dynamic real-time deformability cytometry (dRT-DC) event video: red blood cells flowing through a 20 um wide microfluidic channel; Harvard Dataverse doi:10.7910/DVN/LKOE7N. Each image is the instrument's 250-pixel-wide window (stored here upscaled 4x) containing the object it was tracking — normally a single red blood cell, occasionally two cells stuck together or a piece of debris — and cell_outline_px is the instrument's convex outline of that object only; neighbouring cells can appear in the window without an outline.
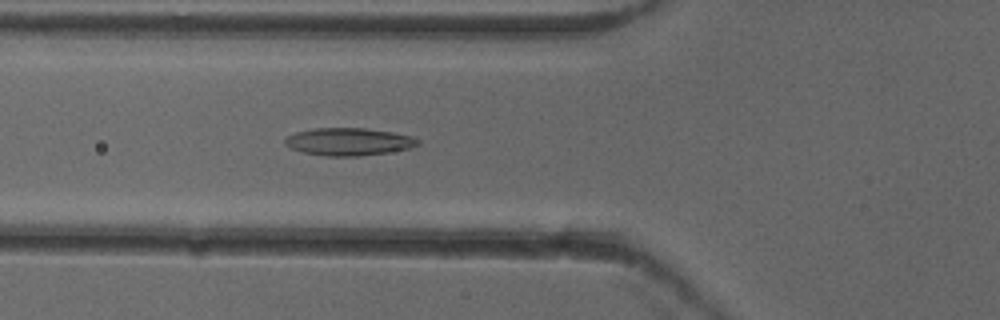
{"species": "common noctule bat (a hibernating species)", "species_latin": "Nyctalus noctula", "temperature_condition": "cold", "stored_images_in_passage": 52, "camera_frame_rate_fps": 3000, "um_per_image_px": 0.085, "animal": {"sex": "female"}, "frame": {"image": 1, "passage_image": 19, "time_ms": 6.0, "image_size_px": [1000, 320], "cell_outline_px": [[420, 144], [408, 148], [388, 152], [360, 156], [324, 156], [304, 152], [292, 148], [284, 144], [284, 140], [288, 136], [296, 132], [316, 128], [364, 128], [392, 132], [412, 136], [420, 140]], "centroid_in_image_um": [29.65, 12.04], "position_along_channel_um": 96.2, "area_um2": 21.21}}
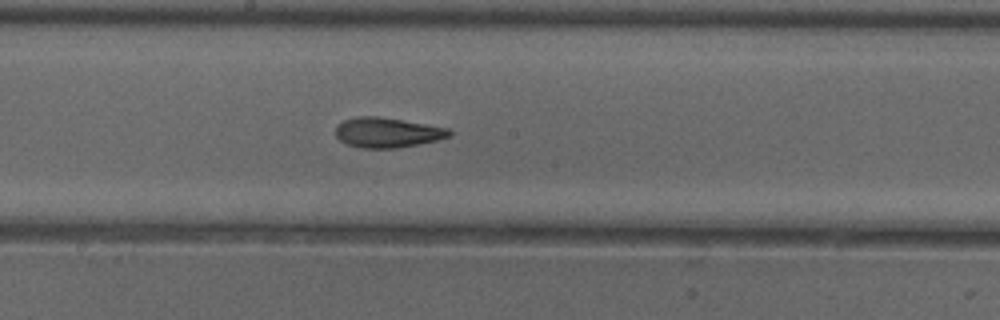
{"frame": {"image": 2, "passage_image": 28, "time_ms": 9.0, "image_size_px": [1000, 320], "cell_outline_px": [[452, 136], [420, 144], [396, 148], [360, 148], [348, 144], [340, 140], [336, 136], [336, 124], [344, 120], [356, 116], [376, 116], [448, 128], [452, 132]], "centroid_in_image_um": [32.9, 11.27], "position_along_channel_um": 215.3, "area_um2": 19.77}}
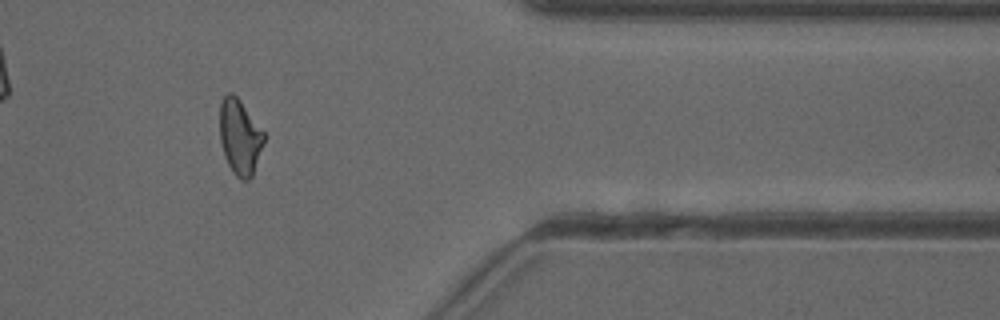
{"frame": {"image": 3, "passage_image": 43, "time_ms": 14.0, "image_size_px": [1000, 320], "cell_outline_px": [[264, 140], [252, 176], [248, 180], [240, 180], [232, 172], [224, 156], [220, 140], [220, 104], [224, 96], [228, 92], [232, 92], [240, 100], [264, 132]], "centroid_in_image_um": [20.37, 11.64], "position_along_channel_um": 391.0, "area_um2": 19.25}, "authors_computed_cell_mechanics": {"area_um2": 19.9121, "velocity_mm_per_s": 3.942, "shape_relaxation_time_tau1_ms": null, "shape_relaxation_time_tau2_ms": 2.3245, "deformation_change_tau1": null, "deformation_change_tau2": 0.0941}}